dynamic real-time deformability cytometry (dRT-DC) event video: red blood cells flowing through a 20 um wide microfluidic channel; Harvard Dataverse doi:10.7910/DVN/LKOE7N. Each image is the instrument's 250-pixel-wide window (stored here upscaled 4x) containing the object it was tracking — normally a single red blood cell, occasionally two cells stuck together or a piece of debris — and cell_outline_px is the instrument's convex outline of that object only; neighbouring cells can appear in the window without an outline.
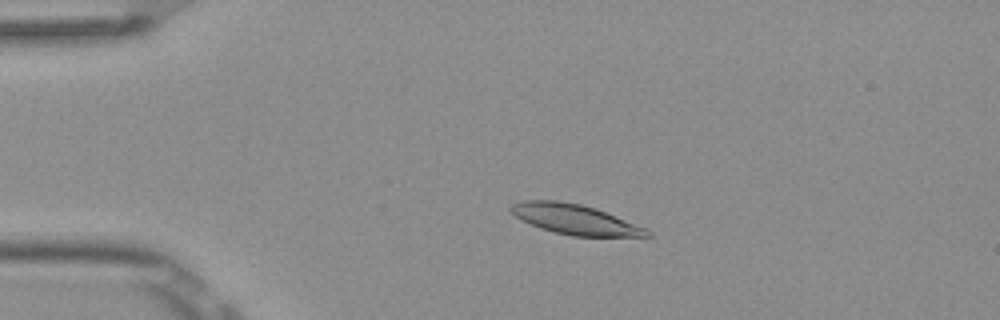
{"species": "Egyptian fruit bat (a non-hibernating species)", "species_latin": "Rousettus aegyptiacus", "temperature_condition": "room temperature", "stored_images_in_passage": 4, "camera_frame_rate_fps": 3000, "um_per_image_px": 0.085, "frame": {"image": 1, "passage_image": 3, "time_ms": 0.667, "image_size_px": [1000, 320], "cell_outline_px": [[652, 236], [572, 236], [540, 228], [516, 216], [508, 208], [512, 204], [524, 200], [556, 200], [580, 204], [596, 208], [648, 228], [652, 232]], "centroid_in_image_um": [48.92, 18.64], "position_along_channel_um": 36.1, "area_um2": 23.7}}